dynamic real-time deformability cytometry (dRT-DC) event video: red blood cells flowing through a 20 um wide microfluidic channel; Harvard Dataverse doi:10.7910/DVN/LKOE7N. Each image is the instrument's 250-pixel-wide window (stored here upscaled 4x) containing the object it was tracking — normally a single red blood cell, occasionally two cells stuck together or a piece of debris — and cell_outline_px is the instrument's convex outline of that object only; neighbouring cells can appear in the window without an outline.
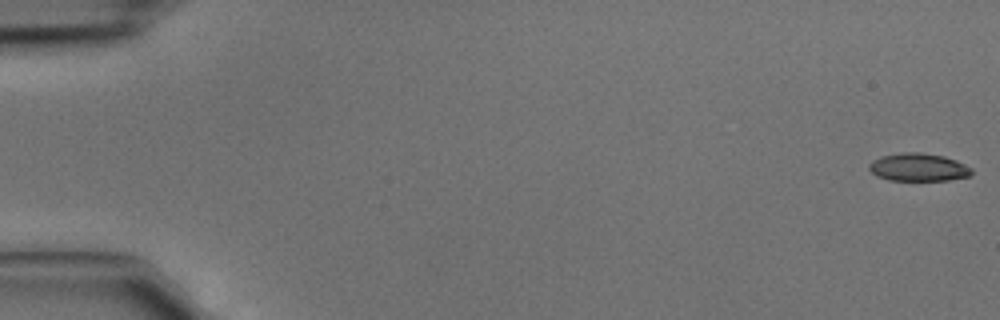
{"species": "common noctule bat (a hibernating species)", "species_latin": "Nyctalus noctula", "temperature_condition": "cold", "stored_images_in_passage": 10, "camera_frame_rate_fps": 3000, "um_per_image_px": 0.085, "animal": {"sex": "male", "body_mass_g": 15.6}, "frame": {"image": 1, "passage_image": 1, "time_ms": 0.0, "image_size_px": [1000, 320], "cell_outline_px": [[972, 172], [968, 176], [948, 180], [888, 180], [876, 176], [868, 168], [868, 164], [872, 160], [880, 156], [900, 152], [920, 152], [944, 156], [956, 160], [972, 168]], "centroid_in_image_um": [78.02, 14.2], "position_along_channel_um": 7.0, "area_um2": 16.76}}